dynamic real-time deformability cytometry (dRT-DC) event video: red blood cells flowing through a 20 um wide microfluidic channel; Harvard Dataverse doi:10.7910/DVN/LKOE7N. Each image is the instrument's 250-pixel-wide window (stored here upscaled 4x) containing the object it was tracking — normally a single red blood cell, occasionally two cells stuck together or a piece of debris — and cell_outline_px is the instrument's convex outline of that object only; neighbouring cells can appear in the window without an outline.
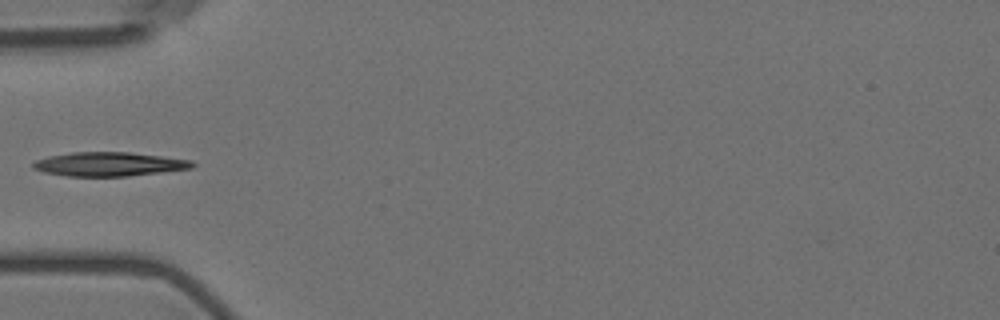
{"species": "Egyptian fruit bat (a non-hibernating species)", "species_latin": "Rousettus aegyptiacus", "temperature_condition": "room temperature", "stored_images_in_passage": 9, "camera_frame_rate_fps": 3000, "um_per_image_px": 0.085, "animal": {"sex": "female"}, "frame": {"image": 1, "passage_image": 6, "time_ms": 6.0, "image_size_px": [1000, 320], "cell_outline_px": [[196, 164], [192, 168], [128, 176], [68, 176], [44, 172], [32, 168], [32, 164], [36, 160], [48, 156], [72, 152], [128, 152], [192, 160]], "centroid_in_image_um": [9.25, 13.95], "position_along_channel_um": 75.7, "area_um2": 22.14}}
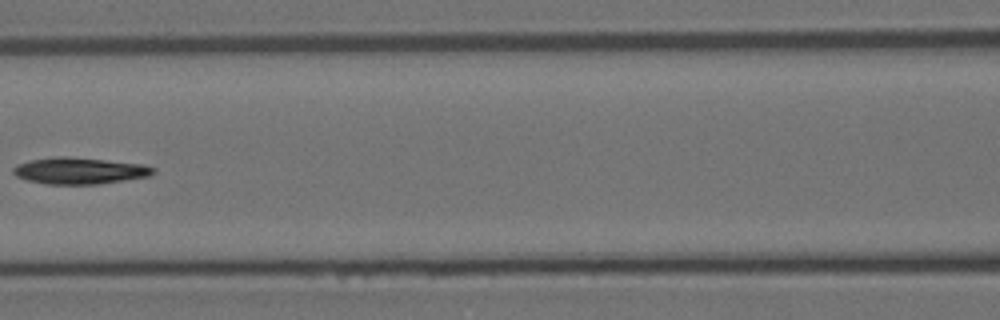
{"frame": {"image": 2, "passage_image": 8, "time_ms": 8.333, "image_size_px": [1000, 320], "cell_outline_px": [[156, 172], [148, 176], [100, 184], [44, 184], [28, 180], [16, 176], [12, 172], [12, 168], [16, 164], [32, 160], [56, 156], [64, 156], [144, 164], [156, 168]], "centroid_in_image_um": [6.75, 14.51], "position_along_channel_um": 159.8, "area_um2": 21.62}}
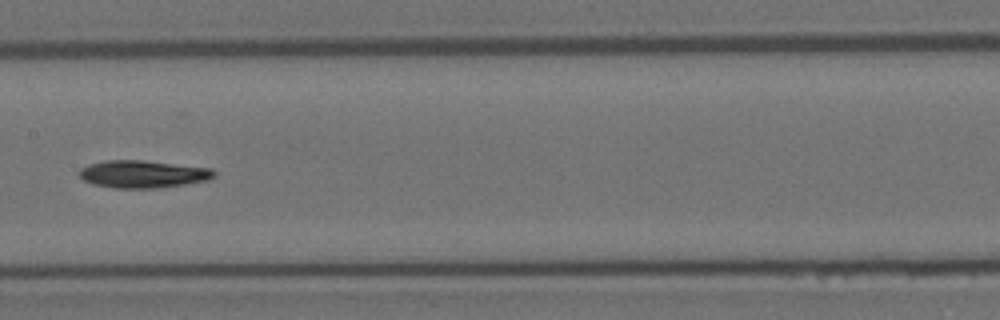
{"frame": {"image": 3, "passage_image": 9, "time_ms": 9.333, "image_size_px": [1000, 320], "cell_outline_px": [[216, 176], [208, 180], [160, 188], [116, 188], [92, 184], [84, 180], [80, 176], [80, 168], [88, 164], [104, 160], [144, 160], [212, 168], [216, 172]], "centroid_in_image_um": [12.16, 14.79], "position_along_channel_um": 195.2, "area_um2": 21.73}}